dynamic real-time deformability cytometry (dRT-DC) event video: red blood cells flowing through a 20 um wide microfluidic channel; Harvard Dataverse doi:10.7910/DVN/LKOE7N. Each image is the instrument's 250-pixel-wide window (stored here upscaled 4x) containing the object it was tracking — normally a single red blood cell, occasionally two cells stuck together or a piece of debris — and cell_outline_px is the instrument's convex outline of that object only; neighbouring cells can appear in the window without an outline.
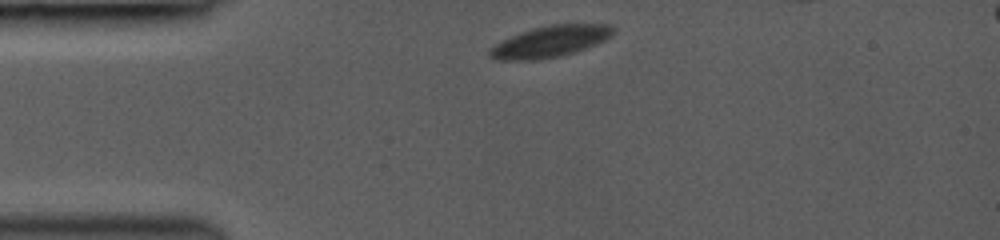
{"species": "common noctule bat (a hibernating species)", "species_latin": "Nyctalus noctula", "temperature_condition": "room temperature", "stored_images_in_passage": 5, "camera_frame_rate_fps": 3000, "um_per_image_px": 0.085, "animal": {"sex": "female", "body_mass_g": 19.0, "forearm_length_mm": 53.3}, "frame": {"image": 1, "passage_image": 1, "time_ms": 0.0, "image_size_px": [1000, 240], "cell_outline_px": [[616, 28], [612, 36], [596, 44], [560, 56], [536, 60], [492, 60], [488, 56], [488, 48], [500, 40], [520, 32], [532, 28], [548, 24], [608, 24]], "centroid_in_image_um": [46.7, 3.52], "position_along_channel_um": 38.3, "area_um2": 22.83}}
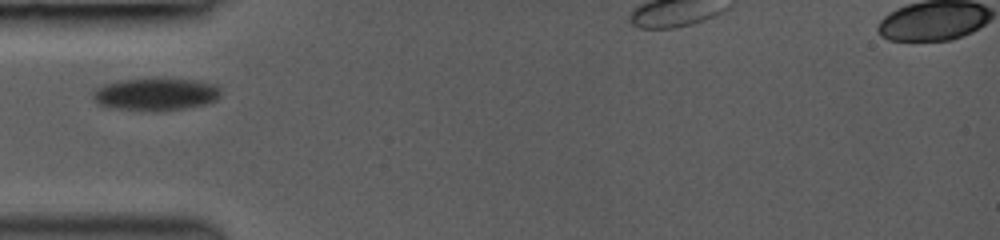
{"frame": {"image": 2, "passage_image": 3, "time_ms": 1.667, "image_size_px": [1000, 240], "cell_outline_px": [[220, 96], [216, 100], [204, 104], [184, 108], [152, 112], [108, 108], [96, 104], [92, 100], [92, 92], [96, 88], [104, 84], [116, 80], [152, 76], [200, 80], [216, 84], [220, 88]], "centroid_in_image_um": [13.18, 7.98], "position_along_channel_um": 71.8, "area_um2": 25.55}}